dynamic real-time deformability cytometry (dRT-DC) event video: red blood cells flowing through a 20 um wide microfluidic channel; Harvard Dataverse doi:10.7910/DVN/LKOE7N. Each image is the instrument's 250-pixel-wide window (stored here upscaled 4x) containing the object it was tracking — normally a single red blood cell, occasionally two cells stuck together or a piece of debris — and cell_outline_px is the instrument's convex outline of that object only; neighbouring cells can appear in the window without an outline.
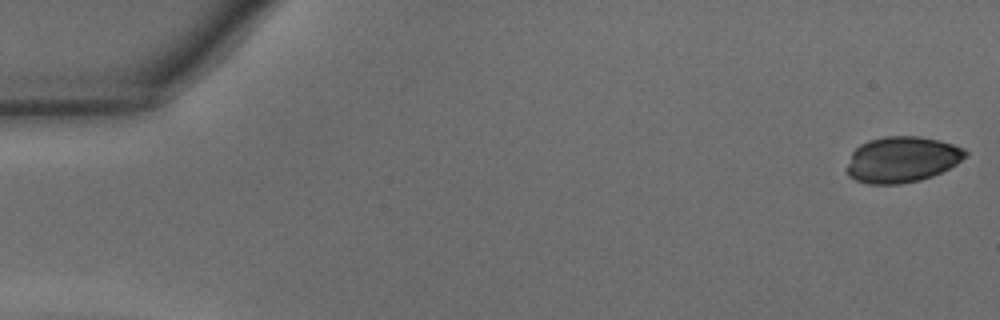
{"species": "common noctule bat (a hibernating species)", "species_latin": "Nyctalus noctula", "temperature_condition": "warm", "stored_images_in_passage": 46, "camera_frame_rate_fps": 3000, "um_per_image_px": 0.085, "animal": {"sex": "male", "body_mass_g": 15.6}, "frame": {"image": 1, "passage_image": 1, "time_ms": 0.0, "image_size_px": [1000, 320], "cell_outline_px": [[968, 156], [956, 164], [932, 176], [920, 180], [900, 184], [868, 184], [856, 180], [848, 176], [848, 164], [852, 152], [860, 144], [868, 140], [884, 136], [920, 136], [940, 140], [964, 148], [968, 152]], "centroid_in_image_um": [76.68, 13.55], "position_along_channel_um": 8.3, "area_um2": 31.79}}
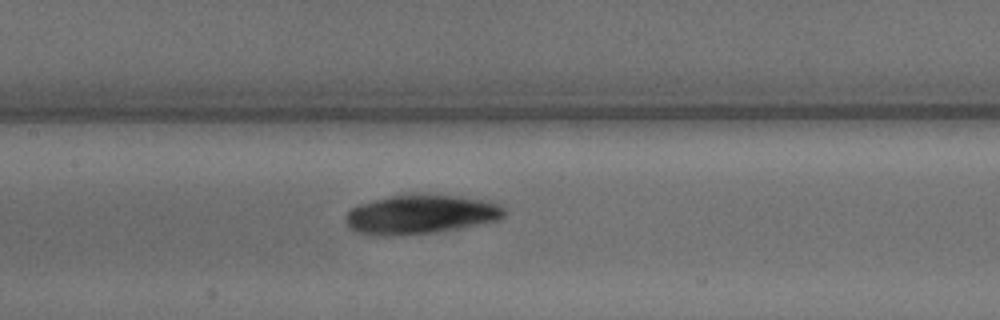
{"frame": {"image": 2, "passage_image": 22, "time_ms": 7.0, "image_size_px": [1000, 320], "cell_outline_px": [[508, 212], [500, 220], [464, 228], [432, 232], [360, 232], [348, 228], [344, 220], [344, 216], [352, 208], [360, 204], [408, 192], [424, 192], [460, 196], [484, 200], [500, 204]], "centroid_in_image_um": [35.89, 18.14], "position_along_channel_um": 171.5, "area_um2": 35.84}}
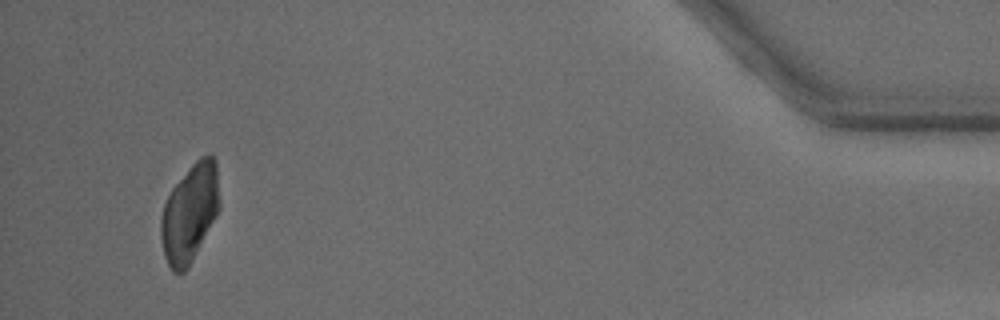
{"frame": {"image": 3, "passage_image": 44, "time_ms": 14.333, "image_size_px": [1000, 320], "cell_outline_px": [[220, 208], [216, 216], [188, 268], [184, 272], [172, 272], [164, 256], [160, 236], [160, 220], [164, 204], [172, 188], [192, 164], [200, 156], [208, 152], [212, 152], [216, 160], [220, 200]], "centroid_in_image_um": [16.14, 18.07], "position_along_channel_um": 419.1, "area_um2": 33.7}}